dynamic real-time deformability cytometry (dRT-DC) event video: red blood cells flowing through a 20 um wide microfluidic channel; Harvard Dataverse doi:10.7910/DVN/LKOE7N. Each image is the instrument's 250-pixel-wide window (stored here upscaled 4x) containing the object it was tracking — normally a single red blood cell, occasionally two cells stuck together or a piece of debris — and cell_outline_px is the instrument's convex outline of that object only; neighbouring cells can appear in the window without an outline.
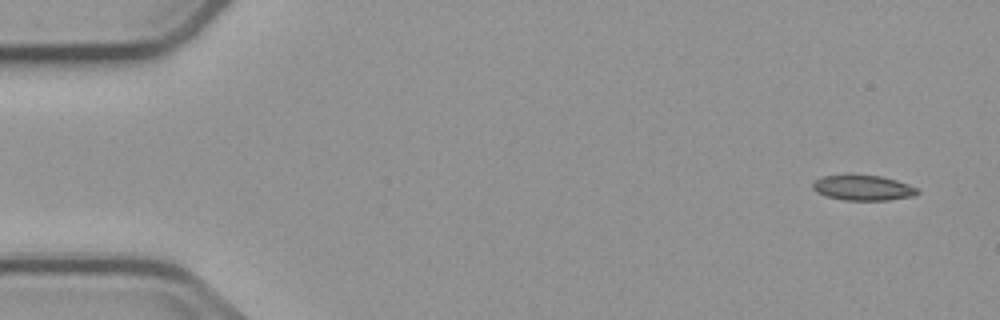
{"species": "common noctule bat (a hibernating species)", "species_latin": "Nyctalus noctula", "temperature_condition": "cold", "stored_images_in_passage": 8, "camera_frame_rate_fps": 3000, "um_per_image_px": 0.085, "animal": {"sex": "male", "body_mass_g": 23.1, "forearm_length_mm": 52.7}, "frame": {"image": 1, "passage_image": 1, "time_ms": 0.0, "image_size_px": [1000, 320], "cell_outline_px": [[920, 192], [916, 196], [888, 200], [844, 200], [828, 196], [816, 192], [812, 188], [812, 184], [816, 180], [824, 176], [880, 176], [896, 180], [908, 184], [916, 188]], "centroid_in_image_um": [73.4, 15.99], "position_along_channel_um": 11.6, "area_um2": 15.09}}
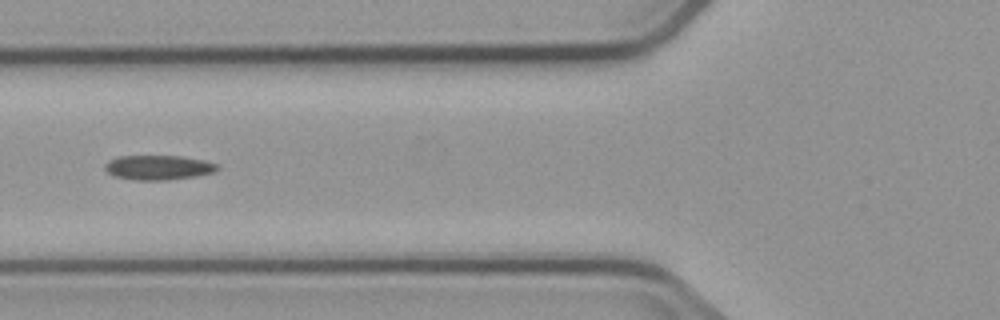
{"frame": {"image": 2, "passage_image": 6, "time_ms": 6.0, "image_size_px": [1000, 320], "cell_outline_px": [[220, 168], [212, 172], [196, 176], [168, 180], [132, 180], [116, 176], [108, 172], [104, 168], [104, 164], [108, 160], [116, 156], [180, 156], [204, 160], [220, 164]], "centroid_in_image_um": [13.46, 14.23], "position_along_channel_um": 112.3, "area_um2": 16.24}}
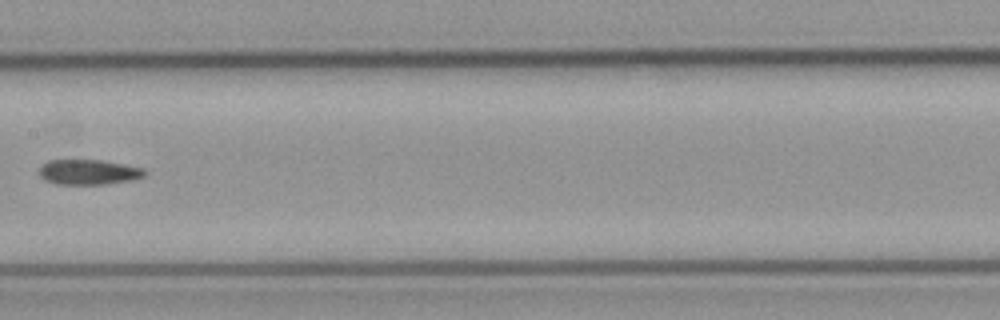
{"frame": {"image": 3, "passage_image": 8, "time_ms": 8.333, "image_size_px": [1000, 320], "cell_outline_px": [[148, 172], [144, 176], [132, 180], [104, 184], [56, 184], [44, 180], [40, 176], [40, 164], [48, 160], [100, 160], [124, 164], [144, 168]], "centroid_in_image_um": [7.52, 14.62], "position_along_channel_um": 199.9, "area_um2": 15.55}}